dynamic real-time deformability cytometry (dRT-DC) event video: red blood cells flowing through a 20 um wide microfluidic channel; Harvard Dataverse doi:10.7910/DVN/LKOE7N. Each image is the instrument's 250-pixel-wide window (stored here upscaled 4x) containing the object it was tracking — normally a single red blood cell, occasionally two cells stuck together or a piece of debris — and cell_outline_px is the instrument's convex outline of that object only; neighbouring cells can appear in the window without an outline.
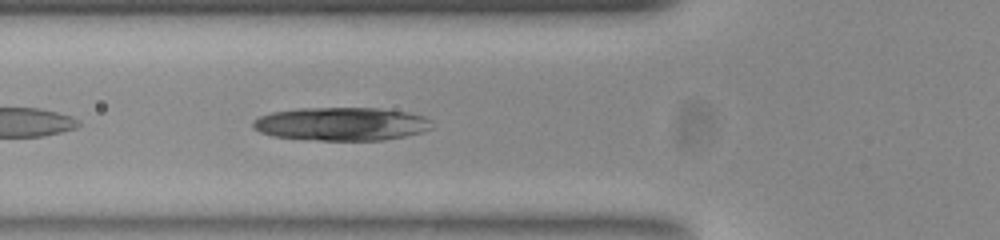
{"species": "common noctule bat (a hibernating species)", "species_latin": "Nyctalus noctula", "temperature_condition": "room temperature", "stored_images_in_passage": 33, "camera_frame_rate_fps": 3000, "um_per_image_px": 0.085, "animal": {"sex": "female", "body_mass_g": 23.0, "forearm_length_mm": 53.4}, "frame": {"image": 1, "passage_image": 6, "time_ms": 1.667, "image_size_px": [1000, 240], "cell_outline_px": [[432, 120], [428, 128], [420, 132], [404, 136], [384, 140], [320, 140], [272, 136], [260, 132], [252, 124], [260, 116], [272, 112], [300, 108], [380, 108], [408, 112], [424, 116]], "centroid_in_image_um": [29.03, 10.52], "position_along_channel_um": 96.8, "area_um2": 34.39}}
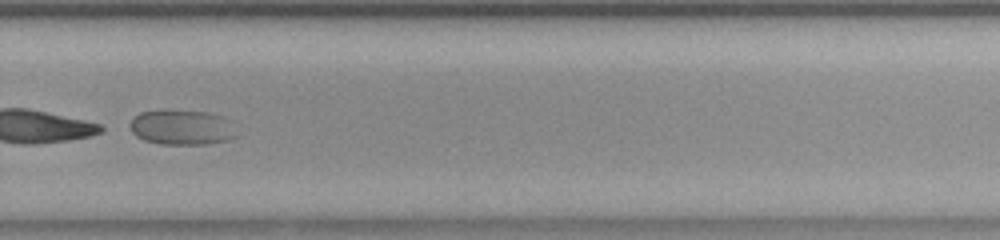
{"frame": {"image": 2, "passage_image": 24, "time_ms": 7.667, "image_size_px": [1000, 240], "cell_outline_px": [[232, 136], [224, 140], [204, 144], [160, 144], [144, 140], [136, 136], [132, 132], [132, 120], [140, 112], [208, 112], [220, 116]], "centroid_in_image_um": [15.3, 10.86], "position_along_channel_um": 314.5, "area_um2": 20.0}}